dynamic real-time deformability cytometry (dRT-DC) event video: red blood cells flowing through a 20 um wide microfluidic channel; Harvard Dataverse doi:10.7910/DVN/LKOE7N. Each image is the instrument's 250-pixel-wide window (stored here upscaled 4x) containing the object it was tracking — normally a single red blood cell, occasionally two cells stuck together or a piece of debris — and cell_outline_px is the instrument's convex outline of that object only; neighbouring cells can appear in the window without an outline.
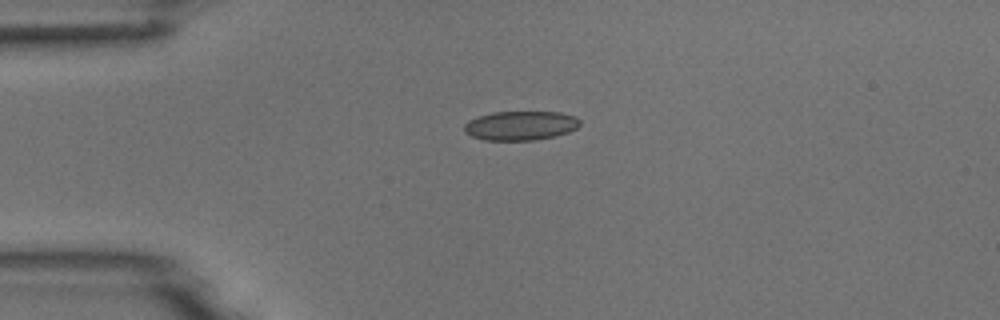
{"species": "common noctule bat (a hibernating species)", "species_latin": "Nyctalus noctula", "temperature_condition": "room temperature", "stored_images_in_passage": 41, "camera_frame_rate_fps": 3000, "um_per_image_px": 0.085, "animal": {"sex": "male", "body_mass_g": 18.8}, "frame": {"image": 1, "passage_image": 1, "time_ms": 0.0, "image_size_px": [1000, 320], "cell_outline_px": [[580, 124], [576, 128], [568, 132], [556, 136], [532, 140], [484, 140], [472, 136], [464, 132], [464, 124], [468, 120], [492, 112], [560, 112], [576, 116], [580, 120]], "centroid_in_image_um": [44.25, 10.67], "position_along_channel_um": 40.8, "area_um2": 19.71}}
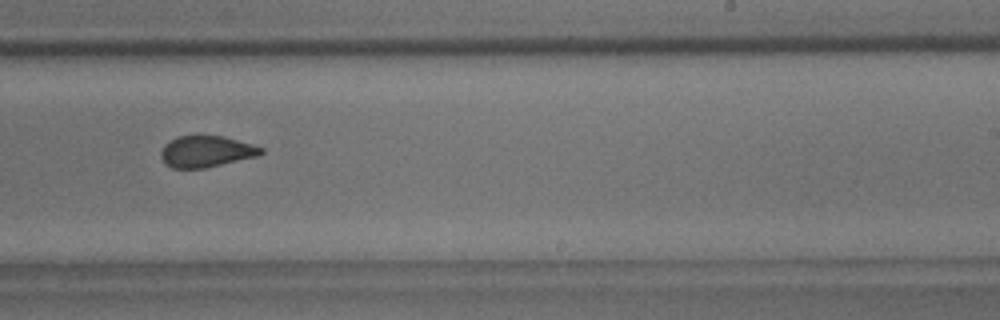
{"frame": {"image": 2, "passage_image": 21, "time_ms": 6.667, "image_size_px": [1000, 320], "cell_outline_px": [[264, 152], [256, 156], [204, 168], [172, 168], [164, 164], [160, 156], [160, 152], [164, 144], [176, 136], [224, 136], [252, 144], [264, 148]], "centroid_in_image_um": [17.49, 12.87], "position_along_channel_um": 271.5, "area_um2": 18.26}}
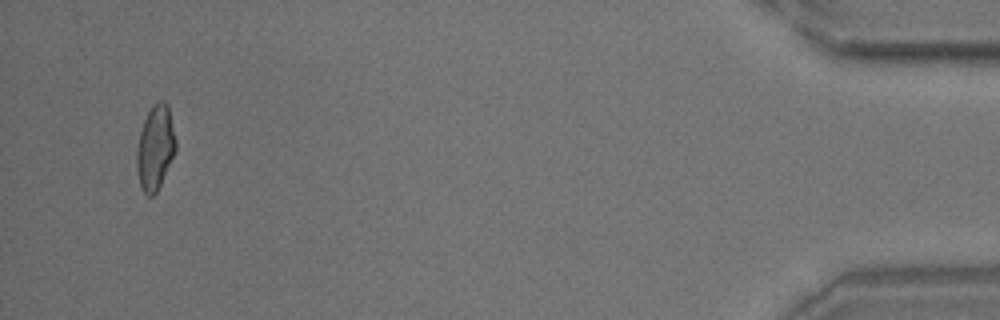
{"frame": {"image": 3, "passage_image": 39, "time_ms": 12.667, "image_size_px": [1000, 320], "cell_outline_px": [[176, 152], [156, 192], [152, 196], [148, 196], [144, 192], [140, 184], [136, 168], [136, 152], [140, 132], [144, 120], [152, 104], [160, 100], [164, 100], [168, 104], [176, 140]], "centroid_in_image_um": [13.2, 12.52], "position_along_channel_um": 422.0, "area_um2": 19.25}}